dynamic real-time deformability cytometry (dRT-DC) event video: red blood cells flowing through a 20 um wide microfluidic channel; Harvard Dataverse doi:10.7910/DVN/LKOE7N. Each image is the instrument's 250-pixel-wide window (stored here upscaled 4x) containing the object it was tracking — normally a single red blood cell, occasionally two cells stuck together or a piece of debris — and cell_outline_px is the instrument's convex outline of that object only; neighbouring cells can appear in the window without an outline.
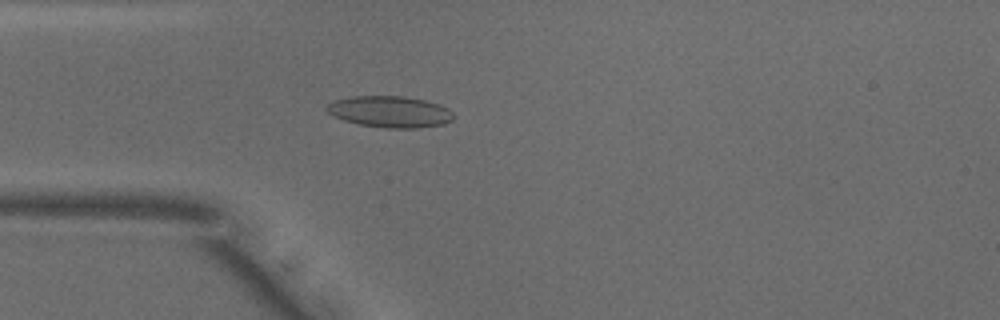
{"species": "common noctule bat (a hibernating species)", "species_latin": "Nyctalus noctula", "temperature_condition": "warm", "stored_images_in_passage": 37, "camera_frame_rate_fps": 3000, "um_per_image_px": 0.085, "animal": {"sex": "male", "body_mass_g": 18.8}, "frame": {"image": 1, "passage_image": 12, "time_ms": 3.667, "image_size_px": [1000, 320], "cell_outline_px": [[452, 120], [444, 124], [416, 128], [388, 128], [360, 124], [344, 120], [332, 116], [324, 108], [328, 104], [336, 100], [352, 96], [404, 96], [424, 100], [448, 108], [452, 112]], "centroid_in_image_um": [33.12, 9.49], "position_along_channel_um": 51.9, "area_um2": 23.0}}
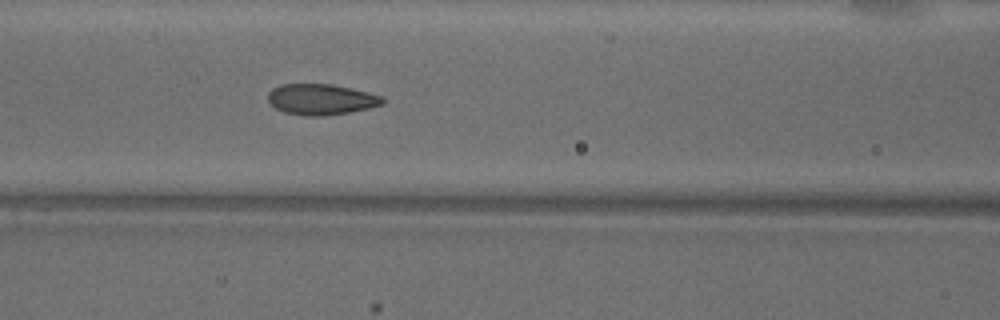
{"frame": {"image": 2, "passage_image": 19, "time_ms": 6.0, "image_size_px": [1000, 320], "cell_outline_px": [[384, 104], [368, 108], [348, 112], [324, 116], [304, 116], [284, 112], [276, 108], [268, 100], [268, 92], [272, 88], [280, 84], [332, 84], [352, 88], [384, 96]], "centroid_in_image_um": [27.3, 8.44], "position_along_channel_um": 139.3, "area_um2": 20.69}}
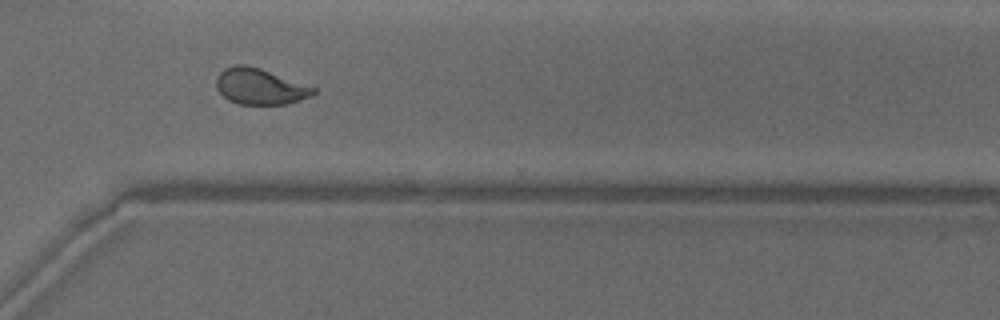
{"frame": {"image": 3, "passage_image": 35, "time_ms": 11.333, "image_size_px": [1000, 320], "cell_outline_px": [[316, 92], [312, 96], [300, 100], [284, 104], [240, 104], [228, 100], [216, 88], [216, 76], [224, 68], [236, 64], [248, 64], [260, 68], [316, 88]], "centroid_in_image_um": [22.07, 7.34], "position_along_channel_um": 348.5, "area_um2": 20.35}, "authors_computed_cell_mechanics": {"area_um2": 20.6924, "velocity_mm_per_s": 3.9271, "shape_relaxation_time_tau1_ms": 5.0935, "shape_relaxation_time_tau2_ms": 0.7843, "deformation_change_tau1": 0.1749, "deformation_change_tau2": 0.0648}}